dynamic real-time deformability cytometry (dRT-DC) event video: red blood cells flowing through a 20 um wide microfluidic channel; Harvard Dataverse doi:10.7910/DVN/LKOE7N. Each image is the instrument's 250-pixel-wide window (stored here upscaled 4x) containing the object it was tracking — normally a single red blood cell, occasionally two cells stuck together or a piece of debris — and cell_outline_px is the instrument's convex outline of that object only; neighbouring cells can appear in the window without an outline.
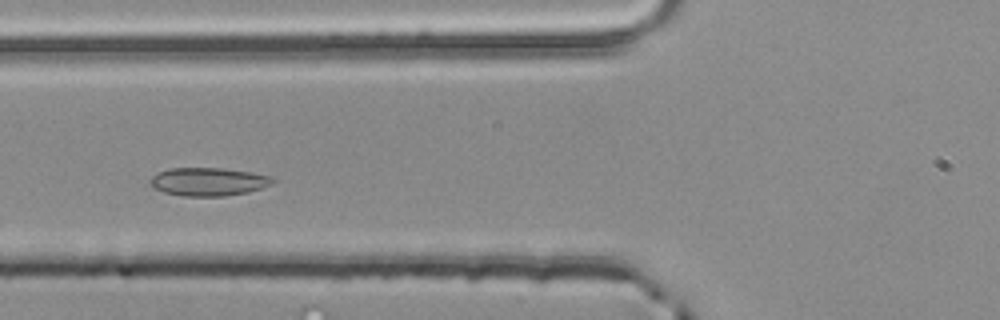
{"species": "common noctule bat (a hibernating species)", "species_latin": "Nyctalus noctula", "temperature_condition": "room temperature", "stored_images_in_passage": 3, "camera_frame_rate_fps": 3000, "um_per_image_px": 0.085, "animal": {"sex": "male", "body_mass_g": 20.4}, "frame": {"image": 1, "passage_image": 3, "time_ms": 0.667, "image_size_px": [1000, 320], "cell_outline_px": [[276, 180], [272, 184], [248, 192], [224, 196], [184, 196], [164, 192], [156, 188], [152, 184], [152, 176], [156, 172], [168, 168], [224, 168], [272, 176]], "centroid_in_image_um": [17.74, 15.43], "position_along_channel_um": 108.1, "area_um2": 20.0}}